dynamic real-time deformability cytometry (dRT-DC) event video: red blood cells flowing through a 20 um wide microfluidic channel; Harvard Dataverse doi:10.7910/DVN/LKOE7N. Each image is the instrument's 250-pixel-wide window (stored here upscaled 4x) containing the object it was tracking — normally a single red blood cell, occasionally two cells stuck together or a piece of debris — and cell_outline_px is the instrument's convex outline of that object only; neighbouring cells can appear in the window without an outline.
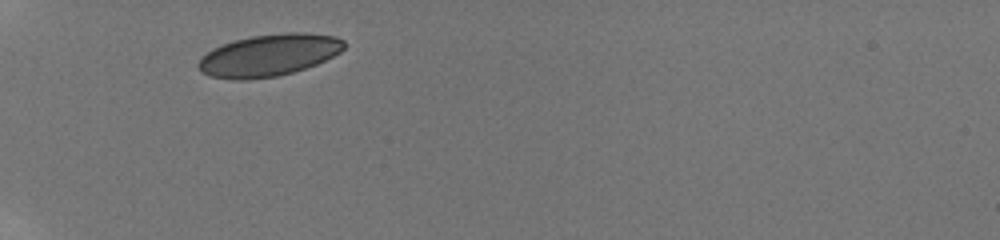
{"species": "human", "species_latin": "Homo sapiens", "temperature_condition": "room temperature", "stored_images_in_passage": 48, "camera_frame_rate_fps": 3000, "um_per_image_px": 0.085, "donor": {"sex": "male"}, "frame": {"image": 1, "passage_image": 1, "time_ms": 0.0, "image_size_px": [1000, 240], "cell_outline_px": [[344, 48], [340, 52], [316, 64], [292, 72], [276, 76], [244, 80], [232, 80], [212, 76], [200, 72], [196, 64], [200, 56], [212, 48], [236, 40], [252, 36], [288, 32], [304, 32], [336, 36], [344, 40]], "centroid_in_image_um": [22.82, 4.69], "position_along_channel_um": 62.2, "area_um2": 35.6}}
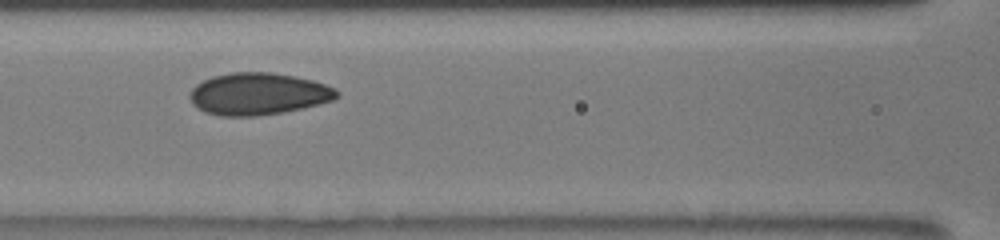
{"frame": {"image": 2, "passage_image": 18, "time_ms": 2.667, "image_size_px": [1000, 240], "cell_outline_px": [[340, 96], [332, 100], [320, 104], [284, 112], [256, 116], [220, 116], [204, 112], [196, 108], [192, 104], [188, 96], [192, 88], [196, 84], [212, 76], [232, 72], [272, 72], [296, 76], [312, 80], [336, 88], [340, 92]], "centroid_in_image_um": [21.94, 7.98], "position_along_channel_um": 144.7, "area_um2": 36.41}}
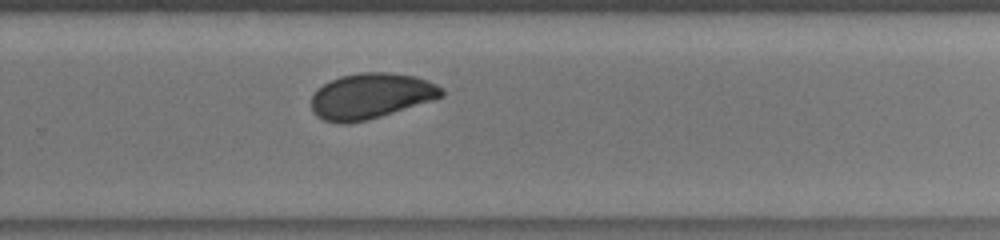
{"frame": {"image": 3, "passage_image": 46, "time_ms": 6.667, "image_size_px": [1000, 240], "cell_outline_px": [[444, 96], [432, 100], [368, 120], [344, 124], [340, 124], [324, 120], [316, 116], [312, 112], [312, 96], [316, 88], [340, 76], [356, 72], [388, 72], [416, 76], [428, 80], [444, 88]], "centroid_in_image_um": [31.51, 8.15], "position_along_channel_um": 298.3, "area_um2": 34.8}}